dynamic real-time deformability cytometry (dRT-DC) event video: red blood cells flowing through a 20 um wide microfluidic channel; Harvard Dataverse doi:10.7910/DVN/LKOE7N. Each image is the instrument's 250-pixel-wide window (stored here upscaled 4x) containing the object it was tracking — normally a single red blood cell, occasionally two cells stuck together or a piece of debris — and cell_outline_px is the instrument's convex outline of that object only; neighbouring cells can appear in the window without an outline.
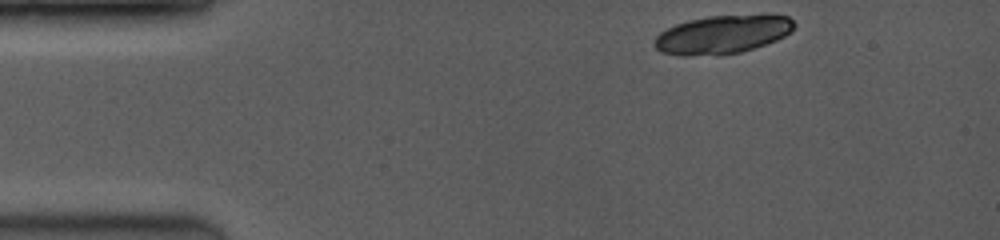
{"species": "common noctule bat (a hibernating species)", "species_latin": "Nyctalus noctula", "temperature_condition": "room temperature", "stored_images_in_passage": 3, "camera_frame_rate_fps": 3500, "um_per_image_px": 0.085, "animal": {"sex": "female", "body_mass_g": 19.0, "forearm_length_mm": 53.3}, "frame": {"image": 1, "passage_image": 1, "time_ms": 0.0, "image_size_px": [1000, 240], "cell_outline_px": [[796, 24], [784, 36], [776, 40], [740, 52], [720, 56], [684, 56], [660, 52], [652, 44], [656, 36], [660, 32], [676, 24], [688, 20], [708, 16], [764, 12], [768, 12], [788, 16]], "centroid_in_image_um": [61.42, 2.9], "position_along_channel_um": 23.6, "area_um2": 32.19}}